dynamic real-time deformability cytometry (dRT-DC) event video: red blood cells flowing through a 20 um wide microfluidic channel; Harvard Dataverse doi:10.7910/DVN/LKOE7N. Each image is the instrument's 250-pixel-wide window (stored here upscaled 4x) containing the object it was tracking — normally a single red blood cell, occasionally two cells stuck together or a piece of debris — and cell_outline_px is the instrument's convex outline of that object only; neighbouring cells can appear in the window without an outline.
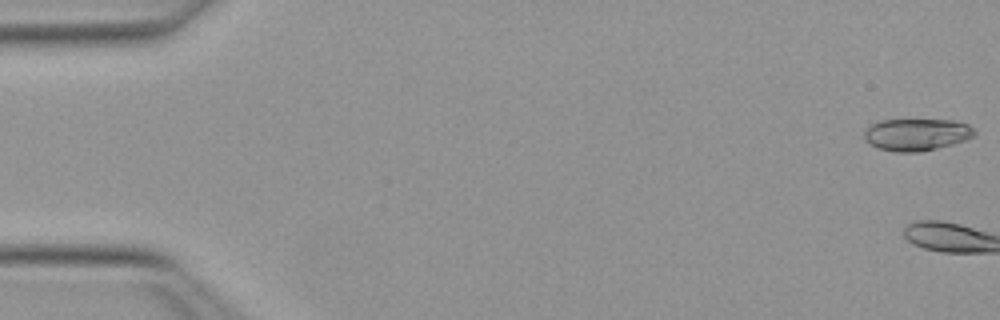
{"species": "Egyptian fruit bat (a non-hibernating species)", "species_latin": "Rousettus aegyptiacus", "temperature_condition": "warm", "stored_images_in_passage": 3, "camera_frame_rate_fps": 3000, "um_per_image_px": 0.085, "animal": {"sex": "female"}, "frame": {"image": 1, "passage_image": 1, "time_ms": 0.0, "image_size_px": [1000, 320], "cell_outline_px": [[976, 136], [952, 144], [920, 152], [896, 152], [880, 148], [864, 140], [864, 132], [872, 124], [880, 120], [952, 120], [968, 124], [976, 132]], "centroid_in_image_um": [77.93, 11.43], "position_along_channel_um": 7.1, "area_um2": 20.46}}